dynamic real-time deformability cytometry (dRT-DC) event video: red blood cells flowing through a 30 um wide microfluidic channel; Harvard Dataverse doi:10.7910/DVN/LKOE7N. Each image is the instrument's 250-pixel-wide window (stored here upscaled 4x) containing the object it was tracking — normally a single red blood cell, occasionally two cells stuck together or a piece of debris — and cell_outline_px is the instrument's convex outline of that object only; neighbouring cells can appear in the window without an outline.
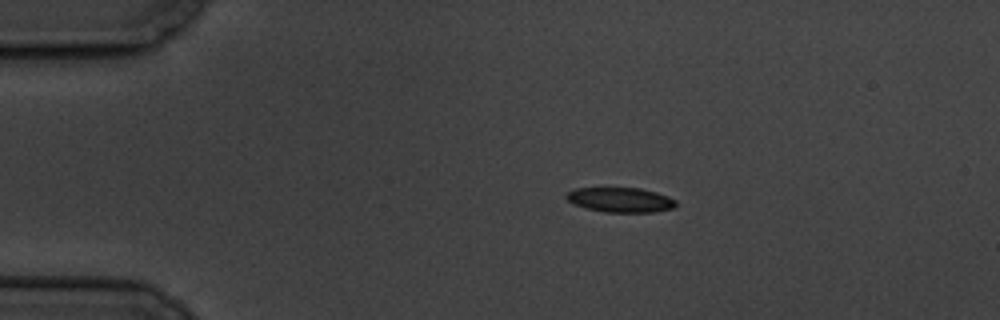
{"species": "common noctule bat (a hibernating species)", "species_latin": "Nyctalus noctula", "temperature_condition": "cold", "stored_images_in_passage": 8, "camera_frame_rate_fps": 3000, "um_per_image_px": 0.085, "animal": {"sex": "male", "body_mass_g": 19.5, "forearm_length_mm": 54.6}, "frame": {"image": 1, "passage_image": 3, "time_ms": 2.333, "image_size_px": [1000, 320], "cell_outline_px": [[676, 204], [672, 208], [656, 212], [604, 212], [584, 208], [572, 204], [564, 196], [568, 192], [576, 188], [640, 188], [656, 192], [668, 196], [676, 200]], "centroid_in_image_um": [52.71, 16.99], "position_along_channel_um": 32.3, "area_um2": 15.9}}
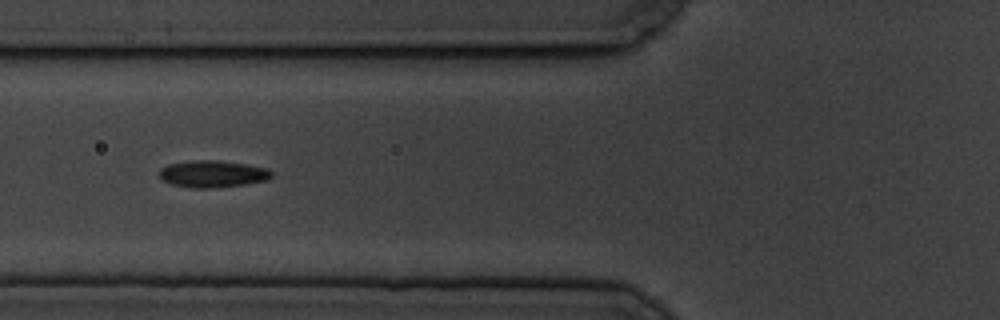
{"frame": {"image": 2, "passage_image": 6, "time_ms": 6.0, "image_size_px": [1000, 320], "cell_outline_px": [[272, 176], [268, 180], [244, 184], [212, 188], [192, 188], [172, 184], [164, 180], [160, 176], [160, 168], [168, 164], [196, 160], [216, 160], [244, 164], [268, 168], [272, 172]], "centroid_in_image_um": [18.09, 14.78], "position_along_channel_um": 107.7, "area_um2": 17.46}}
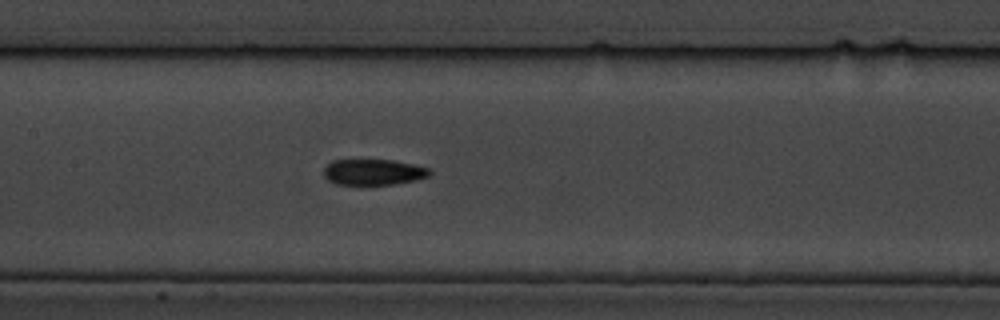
{"frame": {"image": 3, "passage_image": 8, "time_ms": 8.0, "image_size_px": [1000, 320], "cell_outline_px": [[432, 172], [428, 176], [416, 180], [392, 184], [336, 184], [328, 180], [324, 176], [324, 168], [332, 160], [392, 160], [412, 164], [428, 168]], "centroid_in_image_um": [31.73, 14.62], "position_along_channel_um": 175.7, "area_um2": 15.78}}